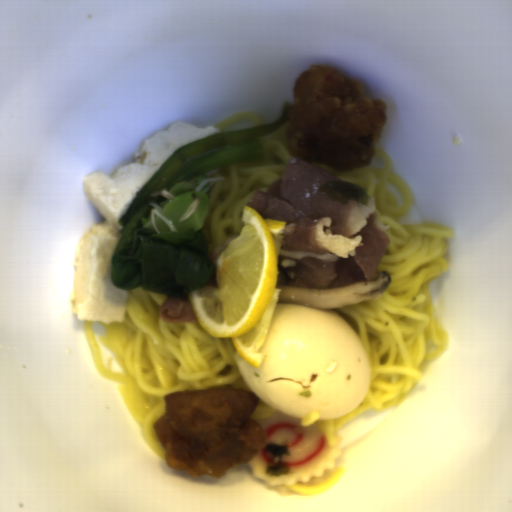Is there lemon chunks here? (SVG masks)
<instances>
[{
    "label": "lemon chunks",
    "mask_w": 512,
    "mask_h": 512,
    "mask_svg": "<svg viewBox=\"0 0 512 512\" xmlns=\"http://www.w3.org/2000/svg\"><path fill=\"white\" fill-rule=\"evenodd\" d=\"M242 220L240 235L218 257L211 280L187 295L201 328L214 339L231 338L255 368L281 291L286 220H264L248 206Z\"/></svg>",
    "instance_id": "lemon-chunks-1"
}]
</instances>
